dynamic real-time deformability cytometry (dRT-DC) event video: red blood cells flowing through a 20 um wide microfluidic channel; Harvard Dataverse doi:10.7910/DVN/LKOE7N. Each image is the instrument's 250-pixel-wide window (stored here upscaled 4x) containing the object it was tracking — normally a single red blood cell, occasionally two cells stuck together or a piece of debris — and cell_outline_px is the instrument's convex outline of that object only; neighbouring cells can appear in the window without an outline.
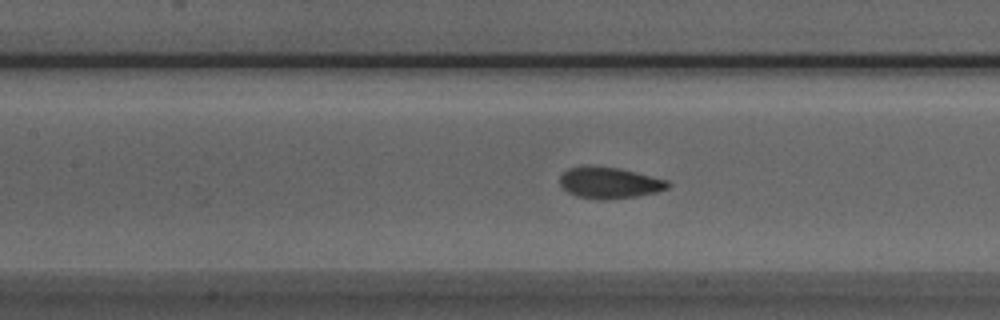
{"species": "Egyptian fruit bat (a non-hibernating species)", "species_latin": "Rousettus aegyptiacus", "temperature_condition": "room temperature", "stored_images_in_passage": 15, "camera_frame_rate_fps": 3000, "um_per_image_px": 0.085, "animal": {"sex": "male"}, "frame": {"image": 1, "passage_image": 6, "time_ms": 1.667, "image_size_px": [1000, 320], "cell_outline_px": [[672, 184], [668, 188], [656, 192], [636, 196], [608, 200], [576, 196], [568, 192], [560, 184], [560, 176], [568, 168], [588, 164], [620, 168], [668, 180]], "centroid_in_image_um": [51.8, 15.51], "position_along_channel_um": 155.6, "area_um2": 19.88}}
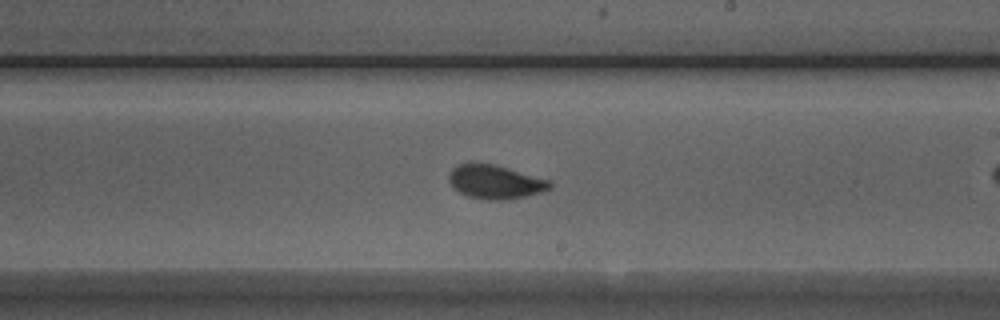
{"frame": {"image": 2, "passage_image": 13, "time_ms": 4.0, "image_size_px": [1000, 320], "cell_outline_px": [[552, 188], [544, 192], [504, 200], [488, 200], [468, 196], [452, 188], [448, 180], [448, 176], [452, 168], [460, 164], [496, 164], [548, 180], [552, 184]], "centroid_in_image_um": [42.09, 15.47], "position_along_channel_um": 246.9, "area_um2": 19.77}}